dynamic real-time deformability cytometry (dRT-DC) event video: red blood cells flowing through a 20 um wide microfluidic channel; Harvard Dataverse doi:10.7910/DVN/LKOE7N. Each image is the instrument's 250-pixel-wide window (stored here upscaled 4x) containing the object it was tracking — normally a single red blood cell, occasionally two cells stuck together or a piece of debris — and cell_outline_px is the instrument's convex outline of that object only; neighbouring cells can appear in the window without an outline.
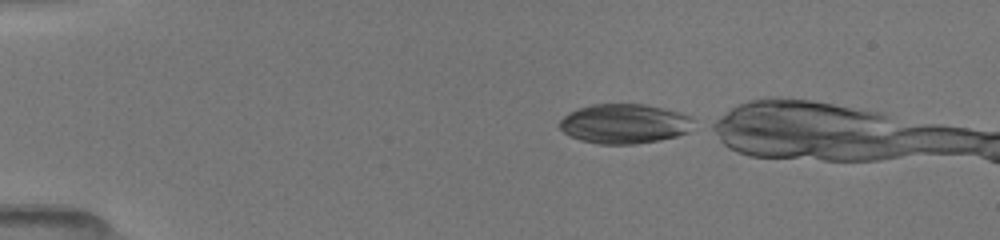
{"species": "common noctule bat (a hibernating species)", "species_latin": "Nyctalus noctula", "temperature_condition": "room temperature", "stored_images_in_passage": 27, "camera_frame_rate_fps": 3000, "um_per_image_px": 0.085, "animal": {"sex": "female", "body_mass_g": 19.5, "forearm_length_mm": 54.1}, "frame": {"image": 1, "passage_image": 1, "time_ms": 0.0, "image_size_px": [1000, 240], "cell_outline_px": [[696, 120], [688, 132], [676, 136], [660, 140], [636, 144], [600, 144], [580, 140], [568, 136], [560, 128], [560, 120], [568, 112], [576, 108], [592, 104], [644, 104], [680, 112], [692, 116]], "centroid_in_image_um": [53.08, 10.51], "position_along_channel_um": 31.9, "area_um2": 31.27}}
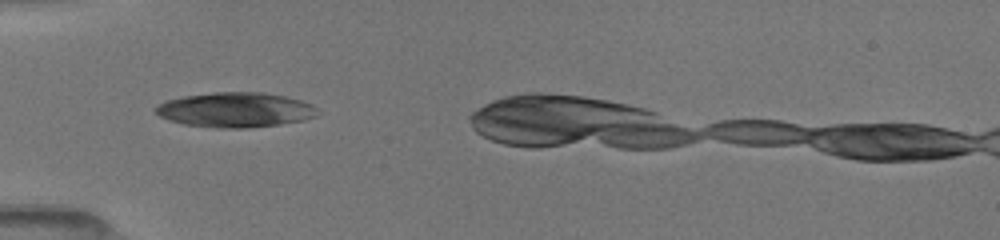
{"frame": {"image": 2, "passage_image": 6, "time_ms": 1.667, "image_size_px": [1000, 240], "cell_outline_px": [[324, 112], [316, 116], [304, 120], [280, 124], [248, 128], [216, 128], [184, 124], [168, 120], [160, 116], [156, 112], [156, 108], [160, 104], [168, 100], [184, 96], [212, 92], [264, 92], [284, 96], [300, 100], [312, 104]], "centroid_in_image_um": [20.08, 9.34], "position_along_channel_um": 64.9, "area_um2": 33.06}}